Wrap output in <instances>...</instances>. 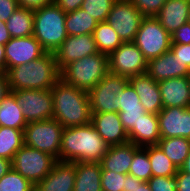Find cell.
<instances>
[{
	"label": "cell",
	"mask_w": 190,
	"mask_h": 191,
	"mask_svg": "<svg viewBox=\"0 0 190 191\" xmlns=\"http://www.w3.org/2000/svg\"><path fill=\"white\" fill-rule=\"evenodd\" d=\"M109 145L90 123L66 127L62 132L59 161L100 162Z\"/></svg>",
	"instance_id": "cell-1"
},
{
	"label": "cell",
	"mask_w": 190,
	"mask_h": 191,
	"mask_svg": "<svg viewBox=\"0 0 190 191\" xmlns=\"http://www.w3.org/2000/svg\"><path fill=\"white\" fill-rule=\"evenodd\" d=\"M53 119L64 128L91 123L92 111L88 92L59 79L51 89Z\"/></svg>",
	"instance_id": "cell-2"
},
{
	"label": "cell",
	"mask_w": 190,
	"mask_h": 191,
	"mask_svg": "<svg viewBox=\"0 0 190 191\" xmlns=\"http://www.w3.org/2000/svg\"><path fill=\"white\" fill-rule=\"evenodd\" d=\"M10 91L48 90L60 79L53 53L46 52L36 60L6 71Z\"/></svg>",
	"instance_id": "cell-3"
},
{
	"label": "cell",
	"mask_w": 190,
	"mask_h": 191,
	"mask_svg": "<svg viewBox=\"0 0 190 191\" xmlns=\"http://www.w3.org/2000/svg\"><path fill=\"white\" fill-rule=\"evenodd\" d=\"M66 14L55 3L34 10L33 36L46 52L53 53L68 37Z\"/></svg>",
	"instance_id": "cell-4"
},
{
	"label": "cell",
	"mask_w": 190,
	"mask_h": 191,
	"mask_svg": "<svg viewBox=\"0 0 190 191\" xmlns=\"http://www.w3.org/2000/svg\"><path fill=\"white\" fill-rule=\"evenodd\" d=\"M108 73V56L98 52L66 65L60 71V79L78 89L89 92Z\"/></svg>",
	"instance_id": "cell-5"
},
{
	"label": "cell",
	"mask_w": 190,
	"mask_h": 191,
	"mask_svg": "<svg viewBox=\"0 0 190 191\" xmlns=\"http://www.w3.org/2000/svg\"><path fill=\"white\" fill-rule=\"evenodd\" d=\"M63 129L55 119L27 123L24 129V144L48 153L59 161Z\"/></svg>",
	"instance_id": "cell-6"
},
{
	"label": "cell",
	"mask_w": 190,
	"mask_h": 191,
	"mask_svg": "<svg viewBox=\"0 0 190 191\" xmlns=\"http://www.w3.org/2000/svg\"><path fill=\"white\" fill-rule=\"evenodd\" d=\"M57 161L52 155L24 144L14 155L12 168L36 186Z\"/></svg>",
	"instance_id": "cell-7"
},
{
	"label": "cell",
	"mask_w": 190,
	"mask_h": 191,
	"mask_svg": "<svg viewBox=\"0 0 190 191\" xmlns=\"http://www.w3.org/2000/svg\"><path fill=\"white\" fill-rule=\"evenodd\" d=\"M133 43L148 61L170 50L171 34L162 27L156 17H144Z\"/></svg>",
	"instance_id": "cell-8"
},
{
	"label": "cell",
	"mask_w": 190,
	"mask_h": 191,
	"mask_svg": "<svg viewBox=\"0 0 190 191\" xmlns=\"http://www.w3.org/2000/svg\"><path fill=\"white\" fill-rule=\"evenodd\" d=\"M128 83V77L108 73L88 92L92 113L117 112L116 94L123 91Z\"/></svg>",
	"instance_id": "cell-9"
},
{
	"label": "cell",
	"mask_w": 190,
	"mask_h": 191,
	"mask_svg": "<svg viewBox=\"0 0 190 191\" xmlns=\"http://www.w3.org/2000/svg\"><path fill=\"white\" fill-rule=\"evenodd\" d=\"M144 17L130 0H117L106 21L123 42H133Z\"/></svg>",
	"instance_id": "cell-10"
},
{
	"label": "cell",
	"mask_w": 190,
	"mask_h": 191,
	"mask_svg": "<svg viewBox=\"0 0 190 191\" xmlns=\"http://www.w3.org/2000/svg\"><path fill=\"white\" fill-rule=\"evenodd\" d=\"M109 73L124 77L141 75L147 71V60L133 42H123L108 56Z\"/></svg>",
	"instance_id": "cell-11"
},
{
	"label": "cell",
	"mask_w": 190,
	"mask_h": 191,
	"mask_svg": "<svg viewBox=\"0 0 190 191\" xmlns=\"http://www.w3.org/2000/svg\"><path fill=\"white\" fill-rule=\"evenodd\" d=\"M22 109L27 123L53 119V97L48 90L11 91Z\"/></svg>",
	"instance_id": "cell-12"
},
{
	"label": "cell",
	"mask_w": 190,
	"mask_h": 191,
	"mask_svg": "<svg viewBox=\"0 0 190 191\" xmlns=\"http://www.w3.org/2000/svg\"><path fill=\"white\" fill-rule=\"evenodd\" d=\"M98 53L93 34L68 36L53 52L59 71L66 65Z\"/></svg>",
	"instance_id": "cell-13"
},
{
	"label": "cell",
	"mask_w": 190,
	"mask_h": 191,
	"mask_svg": "<svg viewBox=\"0 0 190 191\" xmlns=\"http://www.w3.org/2000/svg\"><path fill=\"white\" fill-rule=\"evenodd\" d=\"M6 71L18 65L27 64L46 53L33 36L11 38L5 45Z\"/></svg>",
	"instance_id": "cell-14"
},
{
	"label": "cell",
	"mask_w": 190,
	"mask_h": 191,
	"mask_svg": "<svg viewBox=\"0 0 190 191\" xmlns=\"http://www.w3.org/2000/svg\"><path fill=\"white\" fill-rule=\"evenodd\" d=\"M157 115L161 138L190 139V107L162 108Z\"/></svg>",
	"instance_id": "cell-15"
},
{
	"label": "cell",
	"mask_w": 190,
	"mask_h": 191,
	"mask_svg": "<svg viewBox=\"0 0 190 191\" xmlns=\"http://www.w3.org/2000/svg\"><path fill=\"white\" fill-rule=\"evenodd\" d=\"M146 73L156 82L190 75V69L171 51L147 61Z\"/></svg>",
	"instance_id": "cell-16"
},
{
	"label": "cell",
	"mask_w": 190,
	"mask_h": 191,
	"mask_svg": "<svg viewBox=\"0 0 190 191\" xmlns=\"http://www.w3.org/2000/svg\"><path fill=\"white\" fill-rule=\"evenodd\" d=\"M91 124L109 146L129 142L118 112L92 113Z\"/></svg>",
	"instance_id": "cell-17"
},
{
	"label": "cell",
	"mask_w": 190,
	"mask_h": 191,
	"mask_svg": "<svg viewBox=\"0 0 190 191\" xmlns=\"http://www.w3.org/2000/svg\"><path fill=\"white\" fill-rule=\"evenodd\" d=\"M75 163L57 161L52 170L36 186L35 191H73Z\"/></svg>",
	"instance_id": "cell-18"
},
{
	"label": "cell",
	"mask_w": 190,
	"mask_h": 191,
	"mask_svg": "<svg viewBox=\"0 0 190 191\" xmlns=\"http://www.w3.org/2000/svg\"><path fill=\"white\" fill-rule=\"evenodd\" d=\"M163 108L190 107L189 76L170 78L158 82Z\"/></svg>",
	"instance_id": "cell-19"
},
{
	"label": "cell",
	"mask_w": 190,
	"mask_h": 191,
	"mask_svg": "<svg viewBox=\"0 0 190 191\" xmlns=\"http://www.w3.org/2000/svg\"><path fill=\"white\" fill-rule=\"evenodd\" d=\"M129 83L138 94L140 103L146 112L158 114L162 110L163 103L159 84L147 73L130 77Z\"/></svg>",
	"instance_id": "cell-20"
},
{
	"label": "cell",
	"mask_w": 190,
	"mask_h": 191,
	"mask_svg": "<svg viewBox=\"0 0 190 191\" xmlns=\"http://www.w3.org/2000/svg\"><path fill=\"white\" fill-rule=\"evenodd\" d=\"M132 142L121 145L109 146L106 154L102 157L101 170H109L120 174H128L134 153L139 149Z\"/></svg>",
	"instance_id": "cell-21"
},
{
	"label": "cell",
	"mask_w": 190,
	"mask_h": 191,
	"mask_svg": "<svg viewBox=\"0 0 190 191\" xmlns=\"http://www.w3.org/2000/svg\"><path fill=\"white\" fill-rule=\"evenodd\" d=\"M190 0H166L160 12L155 16L162 27L172 34L180 26L188 23Z\"/></svg>",
	"instance_id": "cell-22"
},
{
	"label": "cell",
	"mask_w": 190,
	"mask_h": 191,
	"mask_svg": "<svg viewBox=\"0 0 190 191\" xmlns=\"http://www.w3.org/2000/svg\"><path fill=\"white\" fill-rule=\"evenodd\" d=\"M129 142L136 146L144 147L148 145H157L160 140L158 115L153 113H142V118L137 126L127 133Z\"/></svg>",
	"instance_id": "cell-23"
},
{
	"label": "cell",
	"mask_w": 190,
	"mask_h": 191,
	"mask_svg": "<svg viewBox=\"0 0 190 191\" xmlns=\"http://www.w3.org/2000/svg\"><path fill=\"white\" fill-rule=\"evenodd\" d=\"M100 162H76L73 191H102Z\"/></svg>",
	"instance_id": "cell-24"
},
{
	"label": "cell",
	"mask_w": 190,
	"mask_h": 191,
	"mask_svg": "<svg viewBox=\"0 0 190 191\" xmlns=\"http://www.w3.org/2000/svg\"><path fill=\"white\" fill-rule=\"evenodd\" d=\"M27 125L15 95L10 91L0 103V126L21 129Z\"/></svg>",
	"instance_id": "cell-25"
},
{
	"label": "cell",
	"mask_w": 190,
	"mask_h": 191,
	"mask_svg": "<svg viewBox=\"0 0 190 191\" xmlns=\"http://www.w3.org/2000/svg\"><path fill=\"white\" fill-rule=\"evenodd\" d=\"M6 27L12 38L33 35L34 10L18 7L7 20Z\"/></svg>",
	"instance_id": "cell-26"
},
{
	"label": "cell",
	"mask_w": 190,
	"mask_h": 191,
	"mask_svg": "<svg viewBox=\"0 0 190 191\" xmlns=\"http://www.w3.org/2000/svg\"><path fill=\"white\" fill-rule=\"evenodd\" d=\"M157 145L178 169L190 152V139L183 137L160 138Z\"/></svg>",
	"instance_id": "cell-27"
},
{
	"label": "cell",
	"mask_w": 190,
	"mask_h": 191,
	"mask_svg": "<svg viewBox=\"0 0 190 191\" xmlns=\"http://www.w3.org/2000/svg\"><path fill=\"white\" fill-rule=\"evenodd\" d=\"M97 25L98 22L81 8L66 14L65 27L68 36L93 34Z\"/></svg>",
	"instance_id": "cell-28"
},
{
	"label": "cell",
	"mask_w": 190,
	"mask_h": 191,
	"mask_svg": "<svg viewBox=\"0 0 190 191\" xmlns=\"http://www.w3.org/2000/svg\"><path fill=\"white\" fill-rule=\"evenodd\" d=\"M93 38L98 52L109 56L123 41L107 21L98 23L93 31Z\"/></svg>",
	"instance_id": "cell-29"
},
{
	"label": "cell",
	"mask_w": 190,
	"mask_h": 191,
	"mask_svg": "<svg viewBox=\"0 0 190 191\" xmlns=\"http://www.w3.org/2000/svg\"><path fill=\"white\" fill-rule=\"evenodd\" d=\"M24 145V131L0 126V157L13 160L16 152Z\"/></svg>",
	"instance_id": "cell-30"
},
{
	"label": "cell",
	"mask_w": 190,
	"mask_h": 191,
	"mask_svg": "<svg viewBox=\"0 0 190 191\" xmlns=\"http://www.w3.org/2000/svg\"><path fill=\"white\" fill-rule=\"evenodd\" d=\"M151 163L152 176H175L178 172L176 165L164 154L158 145L143 147Z\"/></svg>",
	"instance_id": "cell-31"
},
{
	"label": "cell",
	"mask_w": 190,
	"mask_h": 191,
	"mask_svg": "<svg viewBox=\"0 0 190 191\" xmlns=\"http://www.w3.org/2000/svg\"><path fill=\"white\" fill-rule=\"evenodd\" d=\"M128 174L145 182L152 177L151 163L148 153L143 147H140L134 153V158Z\"/></svg>",
	"instance_id": "cell-32"
},
{
	"label": "cell",
	"mask_w": 190,
	"mask_h": 191,
	"mask_svg": "<svg viewBox=\"0 0 190 191\" xmlns=\"http://www.w3.org/2000/svg\"><path fill=\"white\" fill-rule=\"evenodd\" d=\"M0 191H35V185L11 168L0 178Z\"/></svg>",
	"instance_id": "cell-33"
},
{
	"label": "cell",
	"mask_w": 190,
	"mask_h": 191,
	"mask_svg": "<svg viewBox=\"0 0 190 191\" xmlns=\"http://www.w3.org/2000/svg\"><path fill=\"white\" fill-rule=\"evenodd\" d=\"M116 1L117 0H84L81 9L100 23L107 20L108 14Z\"/></svg>",
	"instance_id": "cell-34"
},
{
	"label": "cell",
	"mask_w": 190,
	"mask_h": 191,
	"mask_svg": "<svg viewBox=\"0 0 190 191\" xmlns=\"http://www.w3.org/2000/svg\"><path fill=\"white\" fill-rule=\"evenodd\" d=\"M117 112L120 110L144 109L134 88L128 83L123 91L116 94Z\"/></svg>",
	"instance_id": "cell-35"
},
{
	"label": "cell",
	"mask_w": 190,
	"mask_h": 191,
	"mask_svg": "<svg viewBox=\"0 0 190 191\" xmlns=\"http://www.w3.org/2000/svg\"><path fill=\"white\" fill-rule=\"evenodd\" d=\"M101 186L102 191H124V187H126V174L102 170Z\"/></svg>",
	"instance_id": "cell-36"
},
{
	"label": "cell",
	"mask_w": 190,
	"mask_h": 191,
	"mask_svg": "<svg viewBox=\"0 0 190 191\" xmlns=\"http://www.w3.org/2000/svg\"><path fill=\"white\" fill-rule=\"evenodd\" d=\"M133 5L145 16L155 17L166 3V0H130Z\"/></svg>",
	"instance_id": "cell-37"
},
{
	"label": "cell",
	"mask_w": 190,
	"mask_h": 191,
	"mask_svg": "<svg viewBox=\"0 0 190 191\" xmlns=\"http://www.w3.org/2000/svg\"><path fill=\"white\" fill-rule=\"evenodd\" d=\"M151 191H176L175 176H152L148 181Z\"/></svg>",
	"instance_id": "cell-38"
},
{
	"label": "cell",
	"mask_w": 190,
	"mask_h": 191,
	"mask_svg": "<svg viewBox=\"0 0 190 191\" xmlns=\"http://www.w3.org/2000/svg\"><path fill=\"white\" fill-rule=\"evenodd\" d=\"M145 109H132V110H120L119 116L122 122V126L128 133L133 126H137L138 122L142 118V113H145Z\"/></svg>",
	"instance_id": "cell-39"
},
{
	"label": "cell",
	"mask_w": 190,
	"mask_h": 191,
	"mask_svg": "<svg viewBox=\"0 0 190 191\" xmlns=\"http://www.w3.org/2000/svg\"><path fill=\"white\" fill-rule=\"evenodd\" d=\"M172 44H190V23H185L171 34Z\"/></svg>",
	"instance_id": "cell-40"
},
{
	"label": "cell",
	"mask_w": 190,
	"mask_h": 191,
	"mask_svg": "<svg viewBox=\"0 0 190 191\" xmlns=\"http://www.w3.org/2000/svg\"><path fill=\"white\" fill-rule=\"evenodd\" d=\"M170 50L190 69V44H171Z\"/></svg>",
	"instance_id": "cell-41"
},
{
	"label": "cell",
	"mask_w": 190,
	"mask_h": 191,
	"mask_svg": "<svg viewBox=\"0 0 190 191\" xmlns=\"http://www.w3.org/2000/svg\"><path fill=\"white\" fill-rule=\"evenodd\" d=\"M124 191H151V189L148 182L126 174V187H124Z\"/></svg>",
	"instance_id": "cell-42"
},
{
	"label": "cell",
	"mask_w": 190,
	"mask_h": 191,
	"mask_svg": "<svg viewBox=\"0 0 190 191\" xmlns=\"http://www.w3.org/2000/svg\"><path fill=\"white\" fill-rule=\"evenodd\" d=\"M18 7L17 0H0V20L7 22Z\"/></svg>",
	"instance_id": "cell-43"
},
{
	"label": "cell",
	"mask_w": 190,
	"mask_h": 191,
	"mask_svg": "<svg viewBox=\"0 0 190 191\" xmlns=\"http://www.w3.org/2000/svg\"><path fill=\"white\" fill-rule=\"evenodd\" d=\"M54 3V0H17L19 7L36 10Z\"/></svg>",
	"instance_id": "cell-44"
},
{
	"label": "cell",
	"mask_w": 190,
	"mask_h": 191,
	"mask_svg": "<svg viewBox=\"0 0 190 191\" xmlns=\"http://www.w3.org/2000/svg\"><path fill=\"white\" fill-rule=\"evenodd\" d=\"M84 0H54V3L62 9L63 12L68 13L81 8Z\"/></svg>",
	"instance_id": "cell-45"
},
{
	"label": "cell",
	"mask_w": 190,
	"mask_h": 191,
	"mask_svg": "<svg viewBox=\"0 0 190 191\" xmlns=\"http://www.w3.org/2000/svg\"><path fill=\"white\" fill-rule=\"evenodd\" d=\"M175 177L177 182L176 191H190V174L183 172L179 168Z\"/></svg>",
	"instance_id": "cell-46"
},
{
	"label": "cell",
	"mask_w": 190,
	"mask_h": 191,
	"mask_svg": "<svg viewBox=\"0 0 190 191\" xmlns=\"http://www.w3.org/2000/svg\"><path fill=\"white\" fill-rule=\"evenodd\" d=\"M10 92L6 73H0V103Z\"/></svg>",
	"instance_id": "cell-47"
},
{
	"label": "cell",
	"mask_w": 190,
	"mask_h": 191,
	"mask_svg": "<svg viewBox=\"0 0 190 191\" xmlns=\"http://www.w3.org/2000/svg\"><path fill=\"white\" fill-rule=\"evenodd\" d=\"M11 38L6 22L0 20V45L4 46Z\"/></svg>",
	"instance_id": "cell-48"
},
{
	"label": "cell",
	"mask_w": 190,
	"mask_h": 191,
	"mask_svg": "<svg viewBox=\"0 0 190 191\" xmlns=\"http://www.w3.org/2000/svg\"><path fill=\"white\" fill-rule=\"evenodd\" d=\"M12 168V161L0 157V178Z\"/></svg>",
	"instance_id": "cell-49"
},
{
	"label": "cell",
	"mask_w": 190,
	"mask_h": 191,
	"mask_svg": "<svg viewBox=\"0 0 190 191\" xmlns=\"http://www.w3.org/2000/svg\"><path fill=\"white\" fill-rule=\"evenodd\" d=\"M0 73H6V57L3 45H0Z\"/></svg>",
	"instance_id": "cell-50"
},
{
	"label": "cell",
	"mask_w": 190,
	"mask_h": 191,
	"mask_svg": "<svg viewBox=\"0 0 190 191\" xmlns=\"http://www.w3.org/2000/svg\"><path fill=\"white\" fill-rule=\"evenodd\" d=\"M180 169L183 172L190 174V152L187 158L185 159L184 164L180 167Z\"/></svg>",
	"instance_id": "cell-51"
},
{
	"label": "cell",
	"mask_w": 190,
	"mask_h": 191,
	"mask_svg": "<svg viewBox=\"0 0 190 191\" xmlns=\"http://www.w3.org/2000/svg\"><path fill=\"white\" fill-rule=\"evenodd\" d=\"M188 23H190V6H189Z\"/></svg>",
	"instance_id": "cell-52"
}]
</instances>
